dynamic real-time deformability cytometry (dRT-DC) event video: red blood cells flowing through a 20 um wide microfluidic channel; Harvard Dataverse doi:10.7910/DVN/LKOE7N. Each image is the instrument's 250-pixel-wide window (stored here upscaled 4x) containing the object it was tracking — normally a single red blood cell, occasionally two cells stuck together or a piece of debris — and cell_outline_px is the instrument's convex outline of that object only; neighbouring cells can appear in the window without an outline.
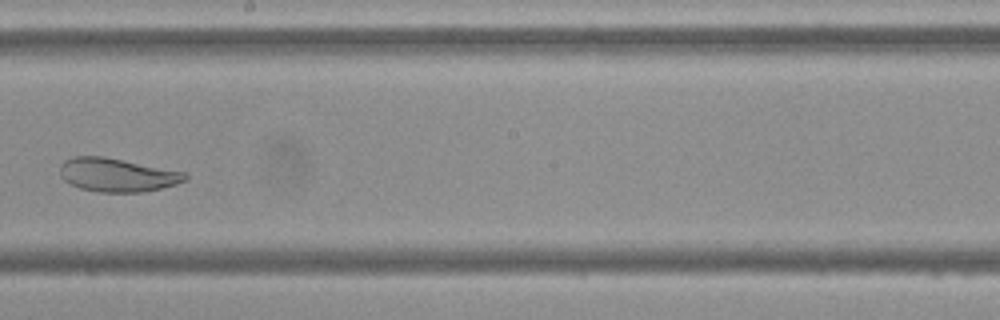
{"species": "Egyptian fruit bat (a non-hibernating species)", "species_latin": "Rousettus aegyptiacus", "temperature_condition": "cold", "stored_images_in_passage": 14, "camera_frame_rate_fps": 3000, "um_per_image_px": 0.085, "frame": {"image": 1, "passage_image": 8, "time_ms": 9.0, "image_size_px": [1000, 320], "cell_outline_px": [[188, 180], [176, 184], [160, 188], [140, 192], [100, 192], [80, 188], [68, 184], [60, 176], [60, 164], [64, 160], [72, 156], [104, 156], [188, 172]], "centroid_in_image_um": [9.96, 14.85], "position_along_channel_um": 238.2, "area_um2": 24.8}}
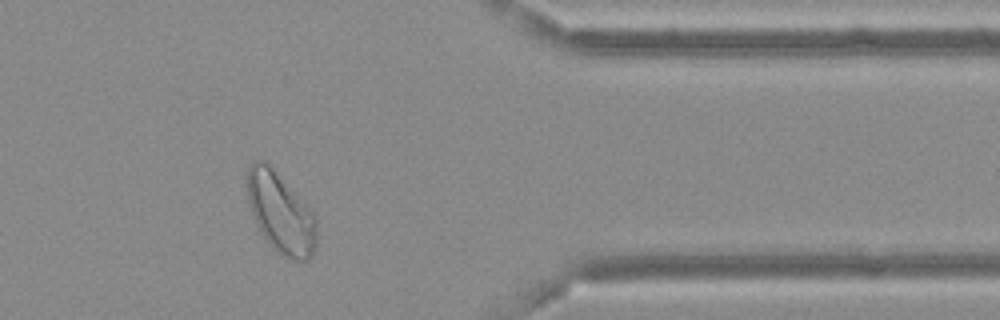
{"frame": {"image": 2, "passage_image": 12, "time_ms": 13.667, "image_size_px": [1000, 320], "cell_outline_px": [[316, 248], [312, 256], [308, 260], [288, 260], [272, 248], [268, 244], [252, 212], [248, 200], [244, 184], [244, 180], [248, 168], [256, 160], [264, 160], [312, 208], [316, 216]], "centroid_in_image_um": [23.87, 18.1], "position_along_channel_um": 387.5, "area_um2": 32.95}}